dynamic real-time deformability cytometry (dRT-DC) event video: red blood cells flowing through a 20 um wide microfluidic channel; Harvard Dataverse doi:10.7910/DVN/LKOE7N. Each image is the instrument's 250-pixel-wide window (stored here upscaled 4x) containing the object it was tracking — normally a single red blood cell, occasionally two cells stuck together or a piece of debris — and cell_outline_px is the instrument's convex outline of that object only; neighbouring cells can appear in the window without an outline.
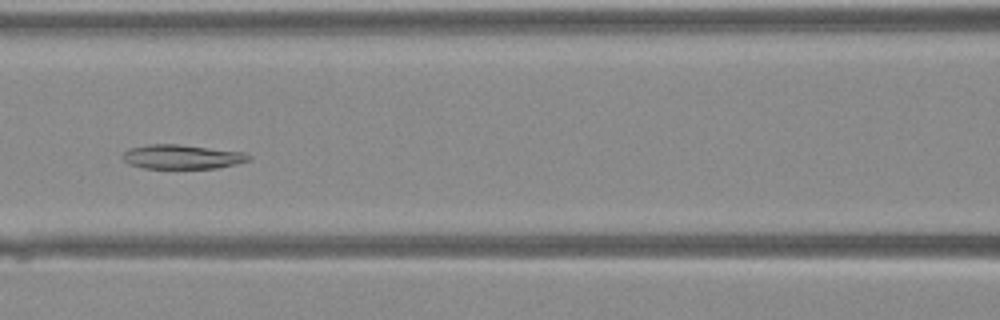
{"species": "Egyptian fruit bat (a non-hibernating species)", "species_latin": "Rousettus aegyptiacus", "temperature_condition": "warm", "stored_images_in_passage": 42, "camera_frame_rate_fps": 3000, "um_per_image_px": 0.085, "animal": {"sex": "female"}, "frame": {"image": 1, "passage_image": 19, "time_ms": 6.0, "image_size_px": [1000, 320], "cell_outline_px": [[252, 160], [236, 164], [216, 168], [144, 168], [128, 164], [120, 156], [128, 148], [148, 144], [176, 144], [244, 152], [252, 156]], "centroid_in_image_um": [15.46, 13.33], "position_along_channel_um": 151.1, "area_um2": 17.92}}
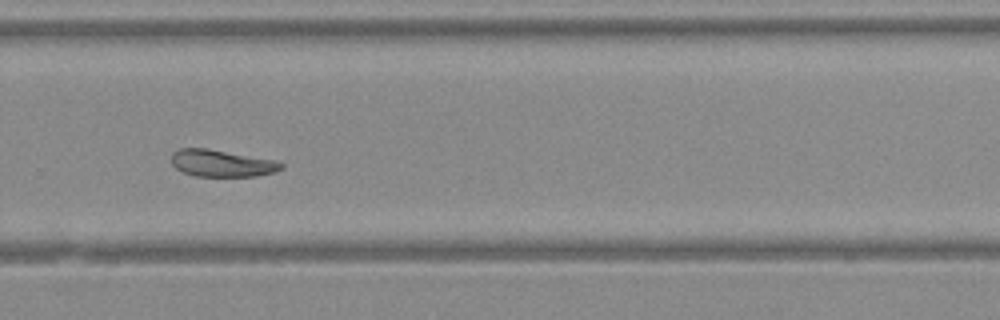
{"frame": {"image": 2, "passage_image": 29, "time_ms": 9.333, "image_size_px": [1000, 320], "cell_outline_px": [[284, 168], [276, 172], [256, 176], [196, 176], [184, 172], [176, 168], [172, 164], [172, 152], [180, 148], [208, 148], [276, 160], [284, 164]], "centroid_in_image_um": [18.88, 13.87], "position_along_channel_um": 310.9, "area_um2": 17.34}}
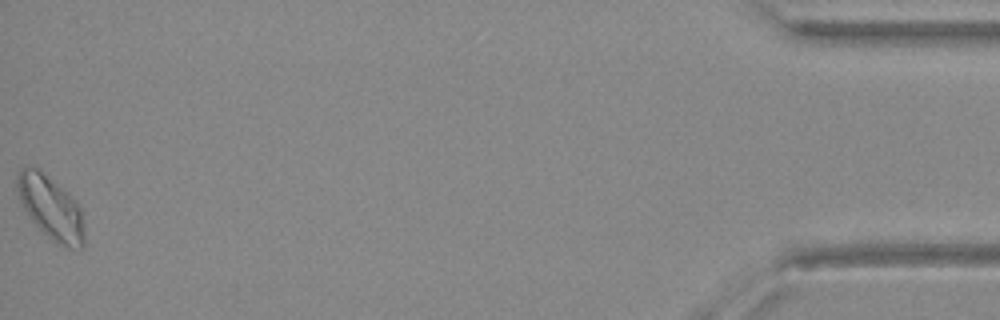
{"frame": {"image": 3, "passage_image": 42, "time_ms": 13.667, "image_size_px": [1000, 320], "cell_outline_px": [[84, 248], [80, 252], [56, 244], [32, 220], [24, 208], [20, 200], [16, 184], [16, 176], [20, 168], [36, 168], [68, 192], [80, 208], [84, 232]], "centroid_in_image_um": [4.35, 17.72], "position_along_channel_um": 430.9, "area_um2": 24.57}}